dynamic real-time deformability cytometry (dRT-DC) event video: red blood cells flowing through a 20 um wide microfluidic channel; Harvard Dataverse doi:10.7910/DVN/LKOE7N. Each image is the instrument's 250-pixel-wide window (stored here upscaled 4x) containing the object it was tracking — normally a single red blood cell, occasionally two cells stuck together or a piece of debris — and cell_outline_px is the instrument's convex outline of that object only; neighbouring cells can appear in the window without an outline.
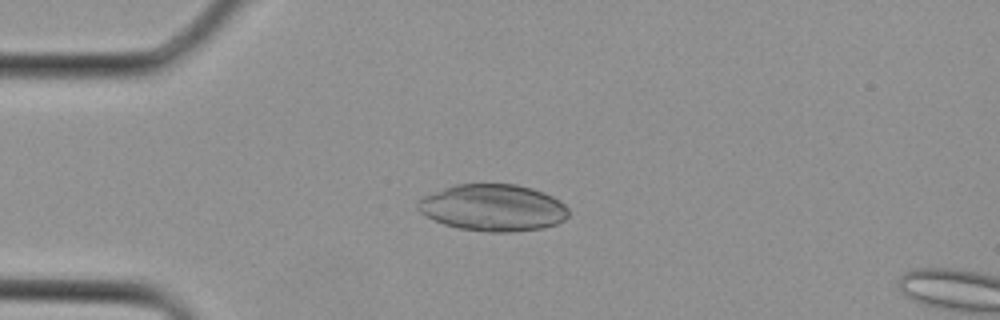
{"species": "Egyptian fruit bat (a non-hibernating species)", "species_latin": "Rousettus aegyptiacus", "temperature_condition": "cold", "stored_images_in_passage": 3, "camera_frame_rate_fps": 3000, "um_per_image_px": 0.085, "animal": {"sex": "female"}, "frame": {"image": 1, "passage_image": 2, "time_ms": 0.333, "image_size_px": [1000, 320], "cell_outline_px": [[568, 216], [564, 220], [556, 224], [544, 228], [512, 232], [488, 232], [460, 228], [444, 224], [420, 212], [416, 208], [416, 204], [424, 196], [444, 188], [456, 184], [516, 184], [532, 188], [544, 192], [560, 200], [568, 208]], "centroid_in_image_um": [41.94, 17.65], "position_along_channel_um": 43.1, "area_um2": 41.04}}